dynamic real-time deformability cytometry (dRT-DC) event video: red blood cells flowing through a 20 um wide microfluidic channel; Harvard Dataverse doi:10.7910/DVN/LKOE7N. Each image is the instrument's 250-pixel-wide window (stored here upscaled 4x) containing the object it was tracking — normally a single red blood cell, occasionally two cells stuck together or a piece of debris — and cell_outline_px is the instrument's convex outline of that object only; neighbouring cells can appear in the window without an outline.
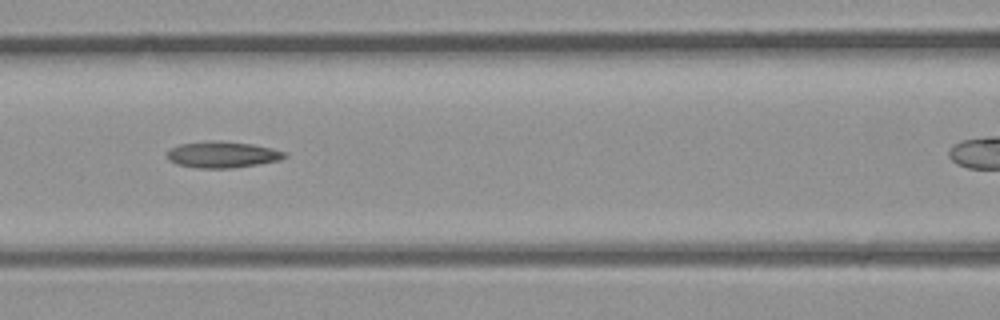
{"species": "common noctule bat (a hibernating species)", "species_latin": "Nyctalus noctula", "temperature_condition": "room temperature", "stored_images_in_passage": 21, "camera_frame_rate_fps": 3000, "um_per_image_px": 0.085, "animal": {"sex": "male", "body_mass_g": 23.1, "forearm_length_mm": 52.7}, "frame": {"image": 1, "passage_image": 7, "time_ms": 2.0, "image_size_px": [1000, 320], "cell_outline_px": [[288, 156], [280, 160], [256, 164], [228, 168], [200, 168], [176, 164], [168, 160], [168, 152], [172, 148], [180, 144], [216, 140], [252, 144], [272, 148], [288, 152]], "centroid_in_image_um": [18.94, 13.14], "position_along_channel_um": 147.7, "area_um2": 17.86}}
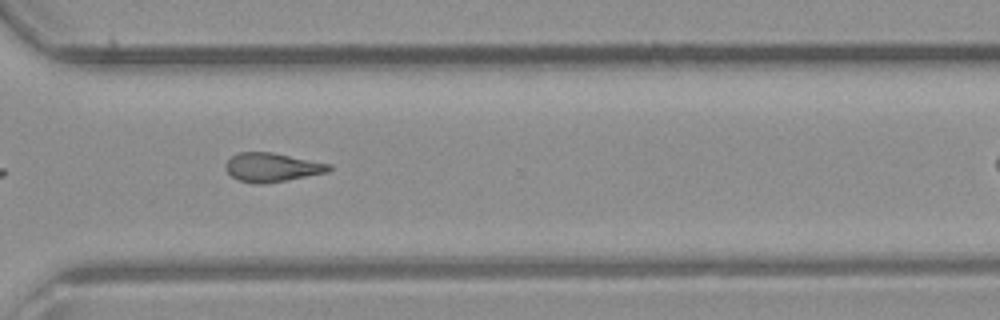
{"frame": {"image": 2, "passage_image": 18, "time_ms": 5.667, "image_size_px": [1000, 320], "cell_outline_px": [[332, 168], [328, 172], [264, 184], [252, 184], [236, 180], [224, 168], [224, 164], [232, 156], [240, 152], [272, 152], [332, 164]], "centroid_in_image_um": [23.1, 14.23], "position_along_channel_um": 347.5, "area_um2": 17.51}}